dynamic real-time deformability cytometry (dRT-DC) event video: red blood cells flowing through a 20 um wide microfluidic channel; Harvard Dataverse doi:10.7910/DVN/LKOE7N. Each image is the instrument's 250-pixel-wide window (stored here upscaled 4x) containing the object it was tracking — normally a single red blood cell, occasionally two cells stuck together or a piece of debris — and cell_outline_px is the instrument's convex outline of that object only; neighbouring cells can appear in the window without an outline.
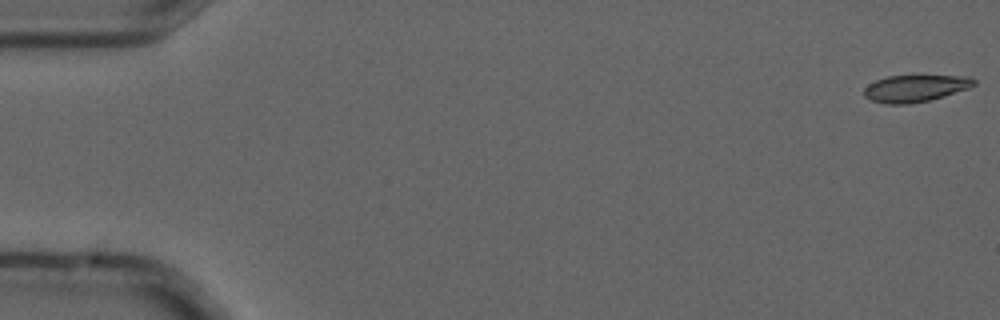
{"species": "common noctule bat (a hibernating species)", "species_latin": "Nyctalus noctula", "temperature_condition": "cold", "stored_images_in_passage": 6, "segment_of_instrument_passage": [2, 2], "camera_frame_rate_fps": 3000, "um_per_image_px": 0.085, "animal": {"sex": "male", "forearm_length_mm": 52.5}, "frame": {"image": 1, "passage_image": 6, "time_ms": 1.667, "image_size_px": [1000, 320], "cell_outline_px": [[976, 84], [968, 88], [944, 96], [928, 100], [908, 104], [888, 104], [872, 100], [864, 96], [864, 88], [868, 84], [876, 80], [888, 76], [972, 76], [976, 80]], "centroid_in_image_um": [77.8, 7.5], "position_along_channel_um": 7.2, "area_um2": 17.11}}